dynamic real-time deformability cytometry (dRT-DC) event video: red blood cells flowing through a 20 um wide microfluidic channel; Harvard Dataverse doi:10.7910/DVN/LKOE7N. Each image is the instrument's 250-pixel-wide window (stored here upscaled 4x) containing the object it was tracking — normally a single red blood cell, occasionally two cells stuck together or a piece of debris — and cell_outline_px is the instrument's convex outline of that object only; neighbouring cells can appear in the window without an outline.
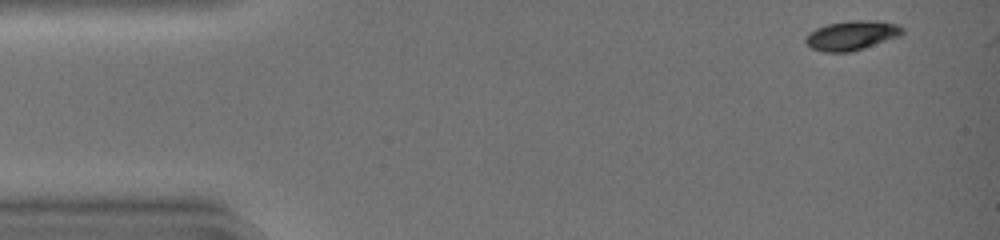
{"species": "common noctule bat (a hibernating species)", "species_latin": "Nyctalus noctula", "temperature_condition": "warm", "stored_images_in_passage": 2, "camera_frame_rate_fps": 3000, "um_per_image_px": 0.085, "animal": {"sex": "female", "body_mass_g": 19.0, "forearm_length_mm": 51.5}, "frame": {"image": 1, "passage_image": 1, "time_ms": 0.0, "image_size_px": [1000, 240], "cell_outline_px": [[904, 32], [900, 36], [852, 52], [824, 52], [812, 48], [804, 40], [808, 32], [816, 28], [828, 24], [848, 20], [880, 20], [900, 24], [904, 28]], "centroid_in_image_um": [72.44, 2.99], "position_along_channel_um": 12.6, "area_um2": 16.88}}